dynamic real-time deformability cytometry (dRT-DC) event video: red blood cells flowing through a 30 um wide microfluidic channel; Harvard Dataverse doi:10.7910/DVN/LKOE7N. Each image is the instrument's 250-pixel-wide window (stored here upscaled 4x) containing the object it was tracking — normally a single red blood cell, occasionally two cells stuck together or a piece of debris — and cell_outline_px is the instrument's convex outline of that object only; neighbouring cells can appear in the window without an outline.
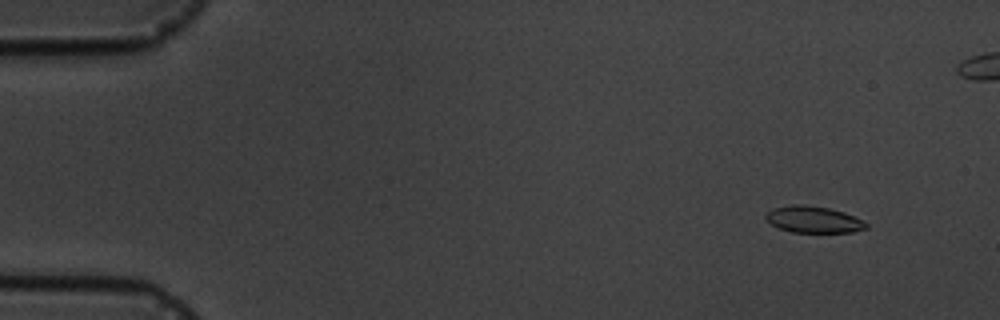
{"species": "common noctule bat (a hibernating species)", "species_latin": "Nyctalus noctula", "temperature_condition": "cold", "stored_images_in_passage": 10, "camera_frame_rate_fps": 3000, "um_per_image_px": 0.085, "animal": {"sex": "male", "body_mass_g": 19.5, "forearm_length_mm": 54.6}, "frame": {"image": 1, "passage_image": 2, "time_ms": 1.0, "image_size_px": [1000, 320], "cell_outline_px": [[868, 228], [852, 232], [792, 232], [780, 228], [772, 224], [764, 216], [772, 208], [792, 204], [804, 204], [828, 208], [844, 212], [864, 220], [868, 224]], "centroid_in_image_um": [69.17, 18.65], "position_along_channel_um": 15.8, "area_um2": 15.55}}
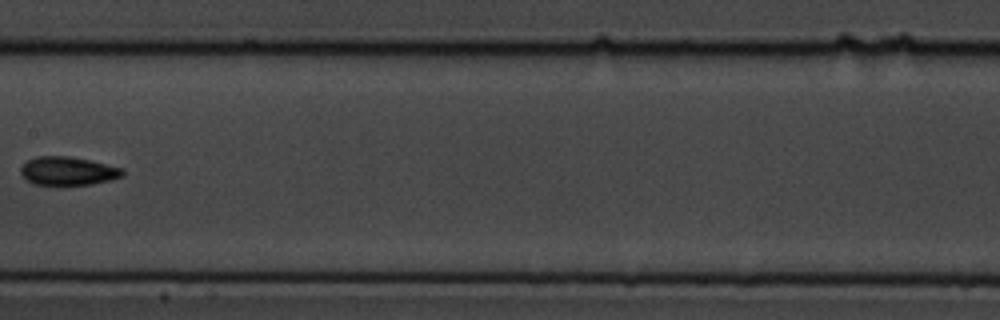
{"frame": {"image": 2, "passage_image": 9, "time_ms": 9.0, "image_size_px": [1000, 320], "cell_outline_px": [[124, 176], [92, 184], [32, 184], [20, 172], [20, 168], [28, 160], [36, 156], [68, 156], [88, 160], [124, 168]], "centroid_in_image_um": [5.78, 14.52], "position_along_channel_um": 201.6, "area_um2": 16.65}}
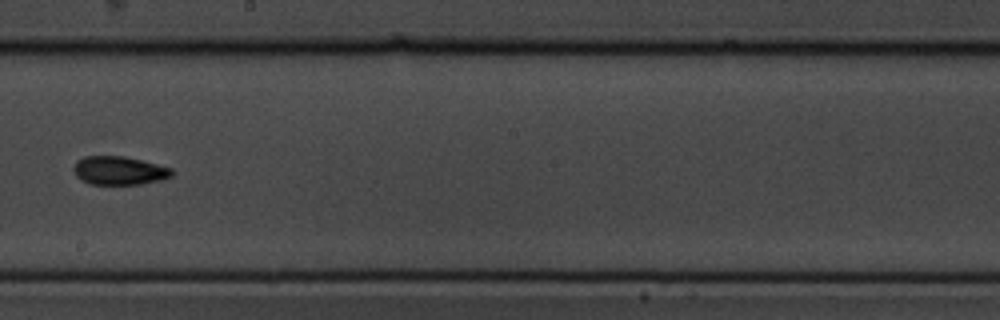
{"frame": {"image": 3, "passage_image": 10, "time_ms": 10.0, "image_size_px": [1000, 320], "cell_outline_px": [[172, 176], [160, 180], [140, 184], [88, 184], [80, 180], [76, 176], [72, 168], [76, 160], [84, 156], [124, 156], [172, 168]], "centroid_in_image_um": [10.07, 14.5], "position_along_channel_um": 238.1, "area_um2": 16.36}}